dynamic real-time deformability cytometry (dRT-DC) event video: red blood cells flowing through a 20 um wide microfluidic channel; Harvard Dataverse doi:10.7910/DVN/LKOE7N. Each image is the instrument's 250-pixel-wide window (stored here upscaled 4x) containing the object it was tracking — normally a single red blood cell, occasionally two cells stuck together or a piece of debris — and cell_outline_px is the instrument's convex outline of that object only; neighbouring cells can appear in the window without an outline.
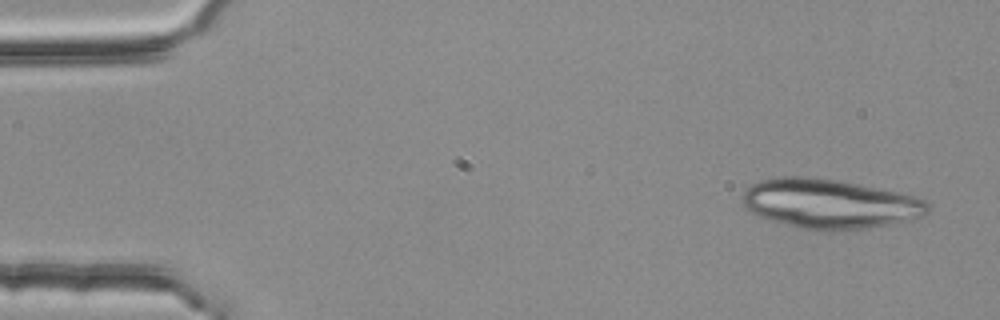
{"species": "common noctule bat (a hibernating species)", "species_latin": "Nyctalus noctula", "temperature_condition": "room temperature", "stored_images_in_passage": 4, "camera_frame_rate_fps": 3000, "um_per_image_px": 0.085, "animal": {"sex": "female", "body_mass_g": 25.1}, "frame": {"image": 1, "passage_image": 1, "time_ms": 0.0, "image_size_px": [1000, 320], "cell_outline_px": [[928, 212], [924, 216], [912, 220], [892, 224], [864, 228], [804, 228], [768, 220], [752, 212], [740, 200], [744, 188], [760, 180], [780, 176], [808, 176], [840, 180], [900, 192], [924, 200], [928, 204]], "centroid_in_image_um": [70.51, 17.27], "position_along_channel_um": 14.5, "area_um2": 53.0}}